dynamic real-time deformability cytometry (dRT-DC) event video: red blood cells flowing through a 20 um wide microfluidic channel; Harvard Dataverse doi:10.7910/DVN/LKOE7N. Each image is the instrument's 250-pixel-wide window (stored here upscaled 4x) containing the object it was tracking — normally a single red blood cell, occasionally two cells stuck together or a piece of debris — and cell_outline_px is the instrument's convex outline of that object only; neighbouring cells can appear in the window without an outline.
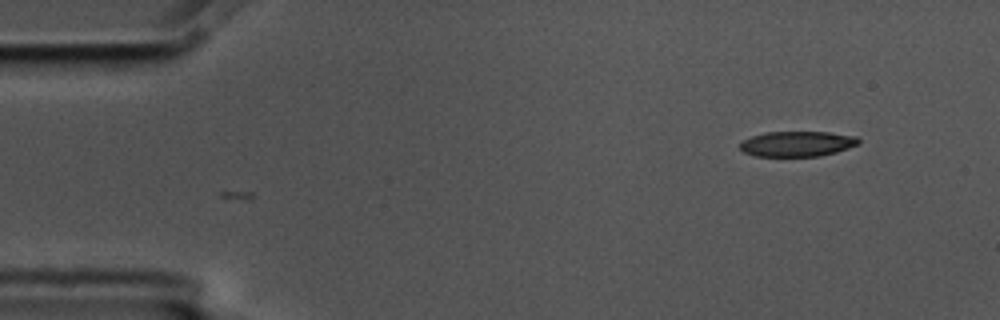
{"species": "common noctule bat (a hibernating species)", "species_latin": "Nyctalus noctula", "temperature_condition": "cold", "stored_images_in_passage": 3, "camera_frame_rate_fps": 3000, "um_per_image_px": 0.085, "animal": {"sex": "male", "body_mass_g": 17.5, "forearm_length_mm": 52.3}, "frame": {"image": 1, "passage_image": 3, "time_ms": 0.667, "image_size_px": [1000, 320], "cell_outline_px": [[860, 144], [836, 152], [820, 156], [756, 156], [744, 152], [740, 148], [740, 140], [764, 132], [828, 132], [856, 136], [860, 140]], "centroid_in_image_um": [67.76, 12.22], "position_along_channel_um": 17.2, "area_um2": 17.57}}